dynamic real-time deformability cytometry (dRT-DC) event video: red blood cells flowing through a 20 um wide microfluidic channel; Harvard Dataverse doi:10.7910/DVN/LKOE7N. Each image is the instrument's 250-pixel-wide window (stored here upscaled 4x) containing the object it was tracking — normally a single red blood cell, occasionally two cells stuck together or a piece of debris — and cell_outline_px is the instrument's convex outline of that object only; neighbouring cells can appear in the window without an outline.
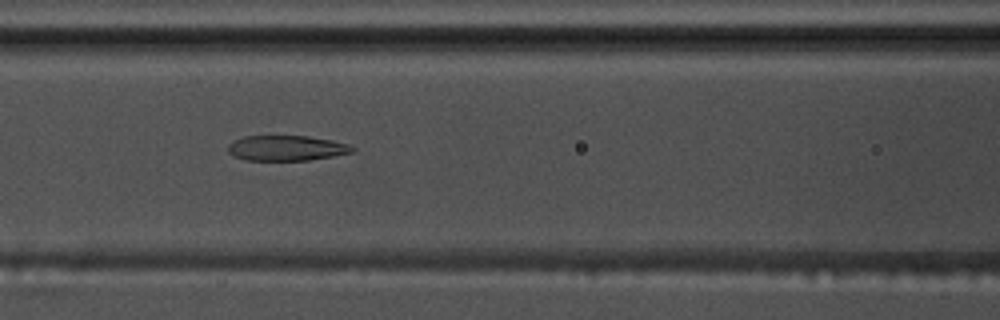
{"species": "common noctule bat (a hibernating species)", "species_latin": "Nyctalus noctula", "temperature_condition": "warm", "stored_images_in_passage": 55, "camera_frame_rate_fps": 3000, "um_per_image_px": 0.085, "animal": {"sex": "male", "body_mass_g": 17.5, "forearm_length_mm": 52.3}, "frame": {"image": 1, "passage_image": 24, "time_ms": 7.667, "image_size_px": [1000, 320], "cell_outline_px": [[356, 148], [352, 152], [332, 156], [308, 160], [244, 160], [232, 156], [228, 152], [228, 144], [232, 140], [244, 136], [308, 136], [332, 140], [348, 144]], "centroid_in_image_um": [24.3, 12.58], "position_along_channel_um": 142.3, "area_um2": 18.38}}
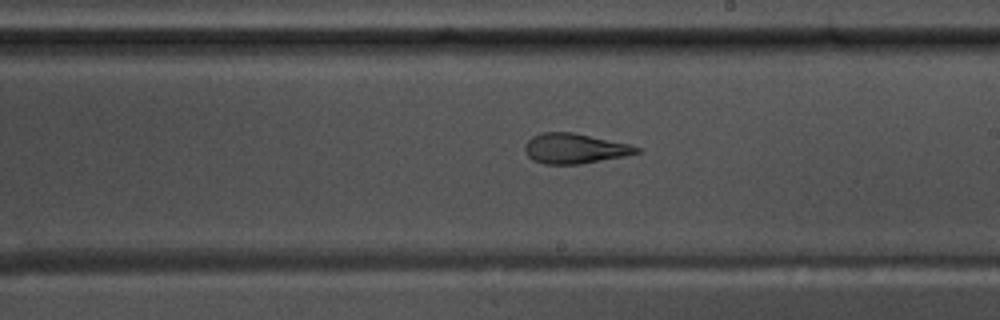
{"frame": {"image": 2, "passage_image": 32, "time_ms": 10.333, "image_size_px": [1000, 320], "cell_outline_px": [[640, 152], [624, 156], [580, 164], [544, 164], [532, 160], [524, 152], [524, 144], [532, 136], [540, 132], [572, 132], [628, 144], [640, 148]], "centroid_in_image_um": [48.78, 12.62], "position_along_channel_um": 240.2, "area_um2": 19.54}, "authors_computed_cell_mechanics": {"area_um2": 21.964, "velocity_mm_per_s": 3.6847, "shape_relaxation_time_tau1_ms": 9.4349, "shape_relaxation_time_tau2_ms": 2.3292, "deformation_change_tau1": 0.2844, "deformation_change_tau2": 0.1211}}